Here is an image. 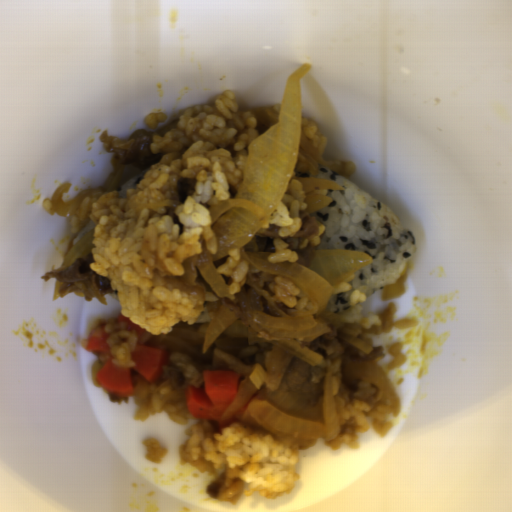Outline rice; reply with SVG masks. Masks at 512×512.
Here are the masks:
<instances>
[{"mask_svg":"<svg viewBox=\"0 0 512 512\" xmlns=\"http://www.w3.org/2000/svg\"><path fill=\"white\" fill-rule=\"evenodd\" d=\"M306 194L327 195L328 196V190H327V188H316L313 190H309Z\"/></svg>","mask_w":512,"mask_h":512,"instance_id":"5dc3fc45","label":"rice"},{"mask_svg":"<svg viewBox=\"0 0 512 512\" xmlns=\"http://www.w3.org/2000/svg\"><path fill=\"white\" fill-rule=\"evenodd\" d=\"M403 343L402 341L393 342L388 350L391 361L388 363L389 370H396L403 366L408 358L407 354H403Z\"/></svg>","mask_w":512,"mask_h":512,"instance_id":"5b1b7eff","label":"rice"},{"mask_svg":"<svg viewBox=\"0 0 512 512\" xmlns=\"http://www.w3.org/2000/svg\"><path fill=\"white\" fill-rule=\"evenodd\" d=\"M331 374L332 390L336 408L339 434L332 440H323L333 451L341 447L358 449L359 432L374 431L380 437L394 427V406L387 394L366 381L360 382L353 398L348 401L340 394L339 385L343 377L341 362L334 361L326 375Z\"/></svg>","mask_w":512,"mask_h":512,"instance_id":"acb35da6","label":"rice"},{"mask_svg":"<svg viewBox=\"0 0 512 512\" xmlns=\"http://www.w3.org/2000/svg\"><path fill=\"white\" fill-rule=\"evenodd\" d=\"M318 312L315 304L310 298L300 289L296 304L293 308L288 310V318H304L313 316Z\"/></svg>","mask_w":512,"mask_h":512,"instance_id":"50a67109","label":"rice"},{"mask_svg":"<svg viewBox=\"0 0 512 512\" xmlns=\"http://www.w3.org/2000/svg\"><path fill=\"white\" fill-rule=\"evenodd\" d=\"M335 182L342 189L326 188L331 202L312 212L325 231L319 238V250L354 249L367 253L371 264L352 276L350 290L331 294L325 310L336 316L351 309V296L361 291L367 296L382 293L403 275L416 242L400 218L377 199L319 163L317 175Z\"/></svg>","mask_w":512,"mask_h":512,"instance_id":"023b6e5f","label":"rice"},{"mask_svg":"<svg viewBox=\"0 0 512 512\" xmlns=\"http://www.w3.org/2000/svg\"><path fill=\"white\" fill-rule=\"evenodd\" d=\"M134 401L136 411L135 420H148L158 412H166L170 421L176 426H184L195 416L190 412L186 400H165L159 394H152L145 401H138L130 395Z\"/></svg>","mask_w":512,"mask_h":512,"instance_id":"a3056103","label":"rice"},{"mask_svg":"<svg viewBox=\"0 0 512 512\" xmlns=\"http://www.w3.org/2000/svg\"><path fill=\"white\" fill-rule=\"evenodd\" d=\"M143 444L146 448L145 458L154 464H159L168 453V448L158 439L146 438Z\"/></svg>","mask_w":512,"mask_h":512,"instance_id":"fb1fb577","label":"rice"},{"mask_svg":"<svg viewBox=\"0 0 512 512\" xmlns=\"http://www.w3.org/2000/svg\"><path fill=\"white\" fill-rule=\"evenodd\" d=\"M167 116L163 113L159 112H151L144 116L143 123L146 125L147 129H155L158 123H165Z\"/></svg>","mask_w":512,"mask_h":512,"instance_id":"6a4a8fe4","label":"rice"},{"mask_svg":"<svg viewBox=\"0 0 512 512\" xmlns=\"http://www.w3.org/2000/svg\"><path fill=\"white\" fill-rule=\"evenodd\" d=\"M253 109L241 106L231 89L212 102L186 108L174 130L152 137L150 150L161 155V160L146 169L125 197L118 195L119 189L101 188L92 191L68 216L75 234L86 219L93 220L89 269L109 278L112 290L118 291L119 316L144 331L168 334L181 321L191 326L213 320L207 304L221 297L209 284L204 300L198 301L180 289L167 290L164 279L167 274L183 276V261L202 254L199 240L205 227L212 224L211 205L239 192L250 144L259 136ZM174 172L198 181L195 194L176 206L185 228L181 235L171 218H162L163 206L136 211L139 204L166 200L159 190Z\"/></svg>","mask_w":512,"mask_h":512,"instance_id":"652b925c","label":"rice"},{"mask_svg":"<svg viewBox=\"0 0 512 512\" xmlns=\"http://www.w3.org/2000/svg\"><path fill=\"white\" fill-rule=\"evenodd\" d=\"M353 281V277L352 275L350 277H348L346 280H344L343 282H341L340 284H338L337 286L334 287L332 294H341V293H347L348 291L351 290V285L350 283Z\"/></svg>","mask_w":512,"mask_h":512,"instance_id":"9e0e92f6","label":"rice"},{"mask_svg":"<svg viewBox=\"0 0 512 512\" xmlns=\"http://www.w3.org/2000/svg\"><path fill=\"white\" fill-rule=\"evenodd\" d=\"M417 324H418V322L416 319L410 318V319L394 322L393 327L398 328L403 331V330H408V329L417 327Z\"/></svg>","mask_w":512,"mask_h":512,"instance_id":"a0d8f996","label":"rice"},{"mask_svg":"<svg viewBox=\"0 0 512 512\" xmlns=\"http://www.w3.org/2000/svg\"><path fill=\"white\" fill-rule=\"evenodd\" d=\"M300 131H303L312 145L324 157V151L327 147L328 140L322 135L318 125L301 115Z\"/></svg>","mask_w":512,"mask_h":512,"instance_id":"d2b440a0","label":"rice"},{"mask_svg":"<svg viewBox=\"0 0 512 512\" xmlns=\"http://www.w3.org/2000/svg\"><path fill=\"white\" fill-rule=\"evenodd\" d=\"M52 199L53 198L44 199V201L42 203L43 208L46 211V213L51 216L54 214H57L53 208Z\"/></svg>","mask_w":512,"mask_h":512,"instance_id":"a6de957c","label":"rice"},{"mask_svg":"<svg viewBox=\"0 0 512 512\" xmlns=\"http://www.w3.org/2000/svg\"><path fill=\"white\" fill-rule=\"evenodd\" d=\"M214 263L223 276L229 293L241 290L252 265L245 261L240 249H230L227 255L214 260Z\"/></svg>","mask_w":512,"mask_h":512,"instance_id":"0b520998","label":"rice"},{"mask_svg":"<svg viewBox=\"0 0 512 512\" xmlns=\"http://www.w3.org/2000/svg\"><path fill=\"white\" fill-rule=\"evenodd\" d=\"M295 178L291 171L282 197L269 219L261 226L267 228L271 225H277L278 235L282 237H292L297 233L304 222L300 213L308 207L304 203L306 195L302 189L303 186Z\"/></svg>","mask_w":512,"mask_h":512,"instance_id":"b023fe2a","label":"rice"},{"mask_svg":"<svg viewBox=\"0 0 512 512\" xmlns=\"http://www.w3.org/2000/svg\"><path fill=\"white\" fill-rule=\"evenodd\" d=\"M368 297L362 291H353L350 297V309L346 312L336 315L345 322H355L361 327L372 328L381 325L382 320L378 315L363 317L362 306L367 302Z\"/></svg>","mask_w":512,"mask_h":512,"instance_id":"e7b20468","label":"rice"},{"mask_svg":"<svg viewBox=\"0 0 512 512\" xmlns=\"http://www.w3.org/2000/svg\"><path fill=\"white\" fill-rule=\"evenodd\" d=\"M184 432L186 440L177 446L180 464L216 480L223 473L227 479H242L243 496L275 499L293 493L299 482L300 447L243 420L218 431L214 423L199 418Z\"/></svg>","mask_w":512,"mask_h":512,"instance_id":"8eca5e8b","label":"rice"},{"mask_svg":"<svg viewBox=\"0 0 512 512\" xmlns=\"http://www.w3.org/2000/svg\"><path fill=\"white\" fill-rule=\"evenodd\" d=\"M325 226L318 223L317 235L302 241L301 245L296 250H290L289 245L278 239L272 242L274 251L267 256V261L270 264H279L283 262L299 263L304 266H309L312 259L319 251L318 245L321 243L320 238L325 233Z\"/></svg>","mask_w":512,"mask_h":512,"instance_id":"f2f60c81","label":"rice"},{"mask_svg":"<svg viewBox=\"0 0 512 512\" xmlns=\"http://www.w3.org/2000/svg\"><path fill=\"white\" fill-rule=\"evenodd\" d=\"M105 332L107 345L111 351L112 365L133 368L135 362L132 355L138 342L134 327L126 321H118L117 318L112 317L107 322Z\"/></svg>","mask_w":512,"mask_h":512,"instance_id":"e3fd555f","label":"rice"}]
</instances>
